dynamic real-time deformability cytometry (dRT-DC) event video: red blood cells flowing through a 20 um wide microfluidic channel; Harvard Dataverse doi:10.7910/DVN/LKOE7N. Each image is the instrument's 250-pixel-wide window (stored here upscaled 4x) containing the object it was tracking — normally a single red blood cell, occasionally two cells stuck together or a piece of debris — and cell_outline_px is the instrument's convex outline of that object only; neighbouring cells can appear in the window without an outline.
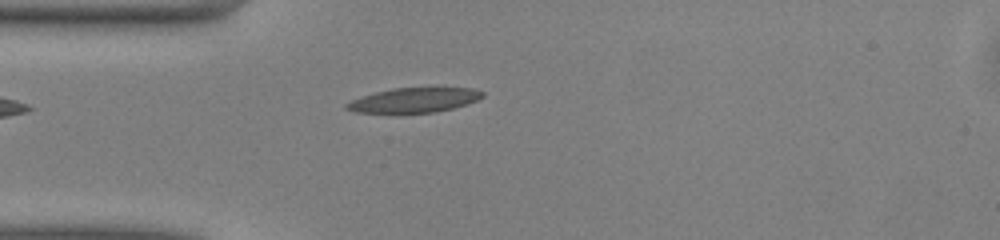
{"species": "common noctule bat (a hibernating species)", "species_latin": "Nyctalus noctula", "temperature_condition": "warm", "stored_images_in_passage": 32, "camera_frame_rate_fps": 3000, "um_per_image_px": 0.085, "animal": {"sex": "male", "body_mass_g": 13.0, "forearm_length_mm": 53.1}, "frame": {"image": 1, "passage_image": 1, "time_ms": 0.0, "image_size_px": [1000, 240], "cell_outline_px": [[484, 96], [476, 100], [452, 108], [436, 112], [356, 112], [344, 108], [344, 104], [360, 96], [392, 88], [436, 84], [472, 88], [484, 92]], "centroid_in_image_um": [35.26, 8.43], "position_along_channel_um": 49.7, "area_um2": 20.35}}
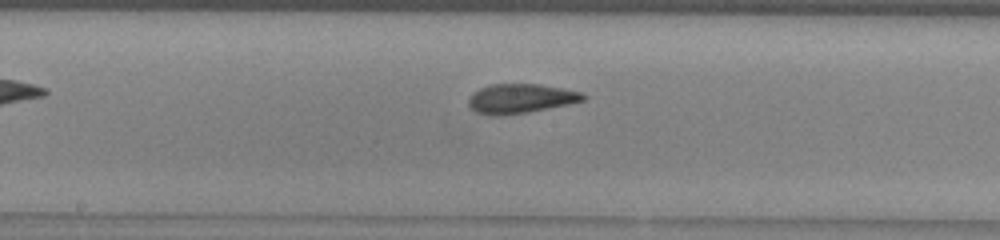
{"frame": {"image": 2, "passage_image": 13, "time_ms": 4.0, "image_size_px": [1000, 240], "cell_outline_px": [[588, 96], [584, 100], [568, 104], [528, 112], [504, 116], [484, 116], [476, 112], [468, 104], [468, 96], [472, 92], [480, 88], [492, 84], [540, 84], [564, 88], [584, 92]], "centroid_in_image_um": [44.23, 8.38], "position_along_channel_um": 204.0, "area_um2": 20.06}}
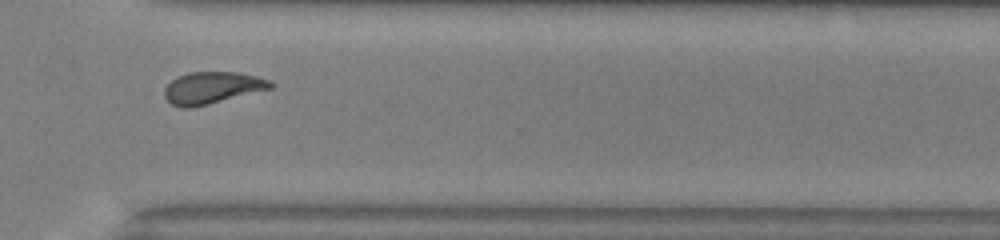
{"frame": {"image": 3, "passage_image": 24, "time_ms": 7.667, "image_size_px": [1000, 240], "cell_outline_px": [[272, 88], [192, 108], [180, 108], [172, 104], [164, 96], [164, 88], [176, 76], [188, 72], [236, 72], [256, 76], [268, 80], [272, 84]], "centroid_in_image_um": [17.98, 7.46], "position_along_channel_um": 352.6, "area_um2": 19.59}, "authors_computed_cell_mechanics": {"area_um2": 19.5942, "velocity_mm_per_s": 4.0503, "shape_relaxation_time_tau1_ms": 6.4614, "shape_relaxation_time_tau2_ms": 2.4524, "deformation_change_tau1": 0.2077, "deformation_change_tau2": 0.1052}}